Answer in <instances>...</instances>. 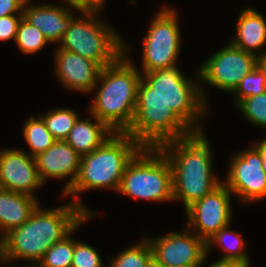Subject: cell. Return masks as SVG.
<instances>
[{
	"label": "cell",
	"instance_id": "6da1fadb",
	"mask_svg": "<svg viewBox=\"0 0 266 267\" xmlns=\"http://www.w3.org/2000/svg\"><path fill=\"white\" fill-rule=\"evenodd\" d=\"M88 214L76 204L41 209L38 205L29 219L0 239V261L26 259L37 265L45 252L67 236ZM10 261V262H9Z\"/></svg>",
	"mask_w": 266,
	"mask_h": 267
},
{
	"label": "cell",
	"instance_id": "7a4b0ae2",
	"mask_svg": "<svg viewBox=\"0 0 266 267\" xmlns=\"http://www.w3.org/2000/svg\"><path fill=\"white\" fill-rule=\"evenodd\" d=\"M203 133L194 132L158 147L172 168L173 200H181L185 210L222 183L213 175L212 150Z\"/></svg>",
	"mask_w": 266,
	"mask_h": 267
},
{
	"label": "cell",
	"instance_id": "3957f363",
	"mask_svg": "<svg viewBox=\"0 0 266 267\" xmlns=\"http://www.w3.org/2000/svg\"><path fill=\"white\" fill-rule=\"evenodd\" d=\"M128 48L124 41V53L114 63L102 68L97 81L100 88L88 109L90 117H96L114 133L129 130L137 105L141 74L126 57Z\"/></svg>",
	"mask_w": 266,
	"mask_h": 267
},
{
	"label": "cell",
	"instance_id": "277c9868",
	"mask_svg": "<svg viewBox=\"0 0 266 267\" xmlns=\"http://www.w3.org/2000/svg\"><path fill=\"white\" fill-rule=\"evenodd\" d=\"M143 147L127 133H114L101 146L82 156L72 187L64 194L72 203L93 215L78 197L81 192L109 188L118 192L127 164Z\"/></svg>",
	"mask_w": 266,
	"mask_h": 267
},
{
	"label": "cell",
	"instance_id": "5b68a950",
	"mask_svg": "<svg viewBox=\"0 0 266 267\" xmlns=\"http://www.w3.org/2000/svg\"><path fill=\"white\" fill-rule=\"evenodd\" d=\"M189 80L178 66L141 75L137 99H160L193 131L202 132L200 118L207 113L202 86Z\"/></svg>",
	"mask_w": 266,
	"mask_h": 267
},
{
	"label": "cell",
	"instance_id": "8992f818",
	"mask_svg": "<svg viewBox=\"0 0 266 267\" xmlns=\"http://www.w3.org/2000/svg\"><path fill=\"white\" fill-rule=\"evenodd\" d=\"M118 192L147 201L173 200L172 168L164 153L143 147L127 164Z\"/></svg>",
	"mask_w": 266,
	"mask_h": 267
},
{
	"label": "cell",
	"instance_id": "52a82bcc",
	"mask_svg": "<svg viewBox=\"0 0 266 267\" xmlns=\"http://www.w3.org/2000/svg\"><path fill=\"white\" fill-rule=\"evenodd\" d=\"M64 34L60 49L87 58L102 68L114 63L124 53V41L113 28L106 26L95 12H81Z\"/></svg>",
	"mask_w": 266,
	"mask_h": 267
},
{
	"label": "cell",
	"instance_id": "ba28073f",
	"mask_svg": "<svg viewBox=\"0 0 266 267\" xmlns=\"http://www.w3.org/2000/svg\"><path fill=\"white\" fill-rule=\"evenodd\" d=\"M142 147L158 148L194 132L160 99H137L133 123L126 132Z\"/></svg>",
	"mask_w": 266,
	"mask_h": 267
},
{
	"label": "cell",
	"instance_id": "9c48e42d",
	"mask_svg": "<svg viewBox=\"0 0 266 267\" xmlns=\"http://www.w3.org/2000/svg\"><path fill=\"white\" fill-rule=\"evenodd\" d=\"M162 8L144 37L142 73L177 65L181 41L178 16L171 7Z\"/></svg>",
	"mask_w": 266,
	"mask_h": 267
},
{
	"label": "cell",
	"instance_id": "30bf717a",
	"mask_svg": "<svg viewBox=\"0 0 266 267\" xmlns=\"http://www.w3.org/2000/svg\"><path fill=\"white\" fill-rule=\"evenodd\" d=\"M257 66V55L239 49L231 42L203 63L196 78L232 93L241 80Z\"/></svg>",
	"mask_w": 266,
	"mask_h": 267
},
{
	"label": "cell",
	"instance_id": "8fae6325",
	"mask_svg": "<svg viewBox=\"0 0 266 267\" xmlns=\"http://www.w3.org/2000/svg\"><path fill=\"white\" fill-rule=\"evenodd\" d=\"M231 191L222 182L212 192L186 209L187 228L209 240L232 221Z\"/></svg>",
	"mask_w": 266,
	"mask_h": 267
},
{
	"label": "cell",
	"instance_id": "7c38bea8",
	"mask_svg": "<svg viewBox=\"0 0 266 267\" xmlns=\"http://www.w3.org/2000/svg\"><path fill=\"white\" fill-rule=\"evenodd\" d=\"M166 235L147 238L153 257L165 267H201L207 260L206 241L187 227L185 231Z\"/></svg>",
	"mask_w": 266,
	"mask_h": 267
},
{
	"label": "cell",
	"instance_id": "4fadbf2b",
	"mask_svg": "<svg viewBox=\"0 0 266 267\" xmlns=\"http://www.w3.org/2000/svg\"><path fill=\"white\" fill-rule=\"evenodd\" d=\"M229 167L223 183L232 194L238 195L242 202H259L266 197V174L262 157L254 146L236 153Z\"/></svg>",
	"mask_w": 266,
	"mask_h": 267
},
{
	"label": "cell",
	"instance_id": "5bb4252c",
	"mask_svg": "<svg viewBox=\"0 0 266 267\" xmlns=\"http://www.w3.org/2000/svg\"><path fill=\"white\" fill-rule=\"evenodd\" d=\"M35 157L21 150H0V188L33 197L42 186Z\"/></svg>",
	"mask_w": 266,
	"mask_h": 267
},
{
	"label": "cell",
	"instance_id": "9a60e30c",
	"mask_svg": "<svg viewBox=\"0 0 266 267\" xmlns=\"http://www.w3.org/2000/svg\"><path fill=\"white\" fill-rule=\"evenodd\" d=\"M56 77L66 88L89 93L97 87L102 67L77 53L60 49L55 52Z\"/></svg>",
	"mask_w": 266,
	"mask_h": 267
},
{
	"label": "cell",
	"instance_id": "2e32d148",
	"mask_svg": "<svg viewBox=\"0 0 266 267\" xmlns=\"http://www.w3.org/2000/svg\"><path fill=\"white\" fill-rule=\"evenodd\" d=\"M81 158L65 140H56L45 152L39 153L35 160L43 183L49 178L63 180L70 177L64 187V195L77 178Z\"/></svg>",
	"mask_w": 266,
	"mask_h": 267
},
{
	"label": "cell",
	"instance_id": "e0dca14e",
	"mask_svg": "<svg viewBox=\"0 0 266 267\" xmlns=\"http://www.w3.org/2000/svg\"><path fill=\"white\" fill-rule=\"evenodd\" d=\"M30 1L26 0L24 4L23 17L38 28L49 43L60 42L75 18L69 7L48 4L31 6Z\"/></svg>",
	"mask_w": 266,
	"mask_h": 267
},
{
	"label": "cell",
	"instance_id": "ac0fdd59",
	"mask_svg": "<svg viewBox=\"0 0 266 267\" xmlns=\"http://www.w3.org/2000/svg\"><path fill=\"white\" fill-rule=\"evenodd\" d=\"M38 205L36 197L0 188V238L23 225Z\"/></svg>",
	"mask_w": 266,
	"mask_h": 267
},
{
	"label": "cell",
	"instance_id": "d6986e66",
	"mask_svg": "<svg viewBox=\"0 0 266 267\" xmlns=\"http://www.w3.org/2000/svg\"><path fill=\"white\" fill-rule=\"evenodd\" d=\"M236 36L231 43L239 49L258 55L255 51L265 47L266 21L261 13L251 8L240 12Z\"/></svg>",
	"mask_w": 266,
	"mask_h": 267
},
{
	"label": "cell",
	"instance_id": "ffe728a7",
	"mask_svg": "<svg viewBox=\"0 0 266 267\" xmlns=\"http://www.w3.org/2000/svg\"><path fill=\"white\" fill-rule=\"evenodd\" d=\"M95 123L78 118L65 141L82 157L101 146L114 132L94 117Z\"/></svg>",
	"mask_w": 266,
	"mask_h": 267
},
{
	"label": "cell",
	"instance_id": "44dd1931",
	"mask_svg": "<svg viewBox=\"0 0 266 267\" xmlns=\"http://www.w3.org/2000/svg\"><path fill=\"white\" fill-rule=\"evenodd\" d=\"M242 234L235 233L234 231L229 230V225L223 227L219 232H216L209 240L206 241L207 245V256L212 248V245H219L224 249L226 254L219 261H244L250 262L249 256L243 250L244 248V238L241 237ZM227 238L230 243L226 245Z\"/></svg>",
	"mask_w": 266,
	"mask_h": 267
},
{
	"label": "cell",
	"instance_id": "7402d4cb",
	"mask_svg": "<svg viewBox=\"0 0 266 267\" xmlns=\"http://www.w3.org/2000/svg\"><path fill=\"white\" fill-rule=\"evenodd\" d=\"M93 217L87 215L67 236L55 243L43 255L42 259L36 265L37 267H71L75 241L72 234L82 223Z\"/></svg>",
	"mask_w": 266,
	"mask_h": 267
},
{
	"label": "cell",
	"instance_id": "603a6c76",
	"mask_svg": "<svg viewBox=\"0 0 266 267\" xmlns=\"http://www.w3.org/2000/svg\"><path fill=\"white\" fill-rule=\"evenodd\" d=\"M23 135L31 149V152L28 154L33 157L45 152L56 141L40 115L38 118L34 116L29 117L24 124Z\"/></svg>",
	"mask_w": 266,
	"mask_h": 267
},
{
	"label": "cell",
	"instance_id": "cb8c5ba5",
	"mask_svg": "<svg viewBox=\"0 0 266 267\" xmlns=\"http://www.w3.org/2000/svg\"><path fill=\"white\" fill-rule=\"evenodd\" d=\"M40 116L45 121L47 129L56 140H65L75 122L78 120V114L73 109L57 108L48 111Z\"/></svg>",
	"mask_w": 266,
	"mask_h": 267
},
{
	"label": "cell",
	"instance_id": "d4e9b609",
	"mask_svg": "<svg viewBox=\"0 0 266 267\" xmlns=\"http://www.w3.org/2000/svg\"><path fill=\"white\" fill-rule=\"evenodd\" d=\"M152 257V247L145 237L141 243H136L111 258L108 267H146Z\"/></svg>",
	"mask_w": 266,
	"mask_h": 267
},
{
	"label": "cell",
	"instance_id": "484cf974",
	"mask_svg": "<svg viewBox=\"0 0 266 267\" xmlns=\"http://www.w3.org/2000/svg\"><path fill=\"white\" fill-rule=\"evenodd\" d=\"M15 42L19 50L25 54H34L49 43L43 33L24 17L19 22Z\"/></svg>",
	"mask_w": 266,
	"mask_h": 267
},
{
	"label": "cell",
	"instance_id": "4316f807",
	"mask_svg": "<svg viewBox=\"0 0 266 267\" xmlns=\"http://www.w3.org/2000/svg\"><path fill=\"white\" fill-rule=\"evenodd\" d=\"M266 92V76L259 66L253 68L238 84L232 92L236 105L249 96H255Z\"/></svg>",
	"mask_w": 266,
	"mask_h": 267
},
{
	"label": "cell",
	"instance_id": "83f0119b",
	"mask_svg": "<svg viewBox=\"0 0 266 267\" xmlns=\"http://www.w3.org/2000/svg\"><path fill=\"white\" fill-rule=\"evenodd\" d=\"M237 106L248 121L266 129V92L249 96L241 100Z\"/></svg>",
	"mask_w": 266,
	"mask_h": 267
},
{
	"label": "cell",
	"instance_id": "f1b7e54d",
	"mask_svg": "<svg viewBox=\"0 0 266 267\" xmlns=\"http://www.w3.org/2000/svg\"><path fill=\"white\" fill-rule=\"evenodd\" d=\"M102 262L94 247L75 240L71 267H104Z\"/></svg>",
	"mask_w": 266,
	"mask_h": 267
},
{
	"label": "cell",
	"instance_id": "f546056e",
	"mask_svg": "<svg viewBox=\"0 0 266 267\" xmlns=\"http://www.w3.org/2000/svg\"><path fill=\"white\" fill-rule=\"evenodd\" d=\"M16 15V16H15ZM23 14H11L0 17V41L16 39L19 22Z\"/></svg>",
	"mask_w": 266,
	"mask_h": 267
},
{
	"label": "cell",
	"instance_id": "4dcf8cb0",
	"mask_svg": "<svg viewBox=\"0 0 266 267\" xmlns=\"http://www.w3.org/2000/svg\"><path fill=\"white\" fill-rule=\"evenodd\" d=\"M106 0H65L69 7H73L80 12H98L102 10Z\"/></svg>",
	"mask_w": 266,
	"mask_h": 267
},
{
	"label": "cell",
	"instance_id": "1f68e13d",
	"mask_svg": "<svg viewBox=\"0 0 266 267\" xmlns=\"http://www.w3.org/2000/svg\"><path fill=\"white\" fill-rule=\"evenodd\" d=\"M26 0H0V17L11 14H23Z\"/></svg>",
	"mask_w": 266,
	"mask_h": 267
},
{
	"label": "cell",
	"instance_id": "d6a6232c",
	"mask_svg": "<svg viewBox=\"0 0 266 267\" xmlns=\"http://www.w3.org/2000/svg\"><path fill=\"white\" fill-rule=\"evenodd\" d=\"M250 262L244 261H217L210 264L209 267H250Z\"/></svg>",
	"mask_w": 266,
	"mask_h": 267
},
{
	"label": "cell",
	"instance_id": "836d02e7",
	"mask_svg": "<svg viewBox=\"0 0 266 267\" xmlns=\"http://www.w3.org/2000/svg\"><path fill=\"white\" fill-rule=\"evenodd\" d=\"M253 146L259 151L262 157V168L264 173L266 174V138L263 139L261 142L256 143Z\"/></svg>",
	"mask_w": 266,
	"mask_h": 267
},
{
	"label": "cell",
	"instance_id": "e575fe53",
	"mask_svg": "<svg viewBox=\"0 0 266 267\" xmlns=\"http://www.w3.org/2000/svg\"><path fill=\"white\" fill-rule=\"evenodd\" d=\"M257 66L260 67L266 76V50L257 55Z\"/></svg>",
	"mask_w": 266,
	"mask_h": 267
},
{
	"label": "cell",
	"instance_id": "d590c367",
	"mask_svg": "<svg viewBox=\"0 0 266 267\" xmlns=\"http://www.w3.org/2000/svg\"><path fill=\"white\" fill-rule=\"evenodd\" d=\"M146 267H165L160 262H158L154 257L148 262Z\"/></svg>",
	"mask_w": 266,
	"mask_h": 267
},
{
	"label": "cell",
	"instance_id": "8d00e7d4",
	"mask_svg": "<svg viewBox=\"0 0 266 267\" xmlns=\"http://www.w3.org/2000/svg\"><path fill=\"white\" fill-rule=\"evenodd\" d=\"M28 266H24V267H37L36 265L35 266H33V265H29V264H27ZM23 267V266H22Z\"/></svg>",
	"mask_w": 266,
	"mask_h": 267
}]
</instances>
